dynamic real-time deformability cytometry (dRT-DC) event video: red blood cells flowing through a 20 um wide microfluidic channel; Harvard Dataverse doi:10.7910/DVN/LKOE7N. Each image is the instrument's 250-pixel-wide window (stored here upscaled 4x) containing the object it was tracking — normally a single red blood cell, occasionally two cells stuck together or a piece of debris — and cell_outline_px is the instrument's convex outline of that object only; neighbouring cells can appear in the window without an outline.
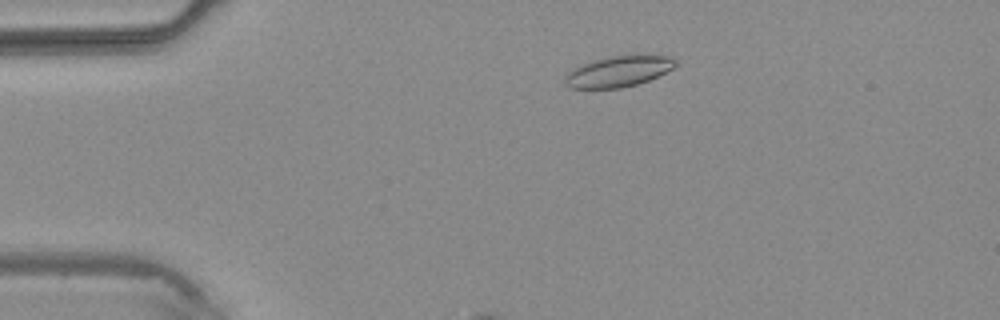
{"species": "common noctule bat (a hibernating species)", "species_latin": "Nyctalus noctula", "temperature_condition": "warm", "stored_images_in_passage": 41, "camera_frame_rate_fps": 3000, "um_per_image_px": 0.085, "animal": {"sex": "male", "body_mass_g": 20.4}, "frame": {"image": 1, "passage_image": 6, "time_ms": 1.667, "image_size_px": [1000, 320], "cell_outline_px": [[676, 64], [672, 68], [648, 80], [636, 84], [620, 88], [568, 88], [564, 84], [564, 76], [572, 68], [588, 60], [636, 52], [672, 56], [676, 60]], "centroid_in_image_um": [52.55, 6.01], "position_along_channel_um": 32.5, "area_um2": 20.63}}
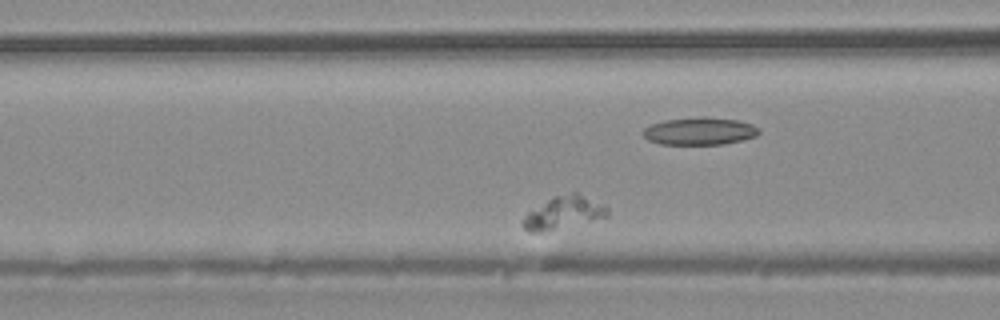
{"frame": {"image": 2, "passage_image": 14, "time_ms": 4.333, "image_size_px": [1000, 320], "cell_outline_px": [[608, 216], [544, 232], [528, 232], [524, 228], [524, 216], [528, 212], [552, 196], [572, 192], [576, 192], [604, 204], [608, 208]], "centroid_in_image_um": [47.91, 18.06], "position_along_channel_um": 118.7, "area_um2": 15.9}}
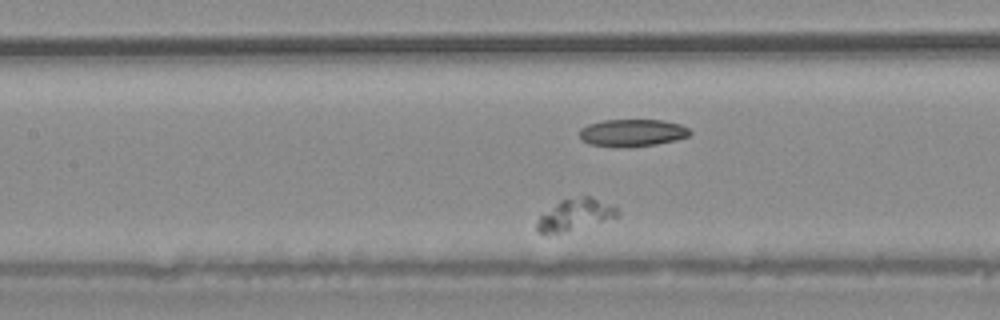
{"frame": {"image": 3, "passage_image": 17, "time_ms": 5.333, "image_size_px": [1000, 320], "cell_outline_px": [[620, 216], [556, 236], [544, 236], [536, 232], [536, 224], [540, 216], [560, 200], [584, 192], [612, 204], [620, 212]], "centroid_in_image_um": [48.87, 18.25], "position_along_channel_um": 158.5, "area_um2": 16.01}}